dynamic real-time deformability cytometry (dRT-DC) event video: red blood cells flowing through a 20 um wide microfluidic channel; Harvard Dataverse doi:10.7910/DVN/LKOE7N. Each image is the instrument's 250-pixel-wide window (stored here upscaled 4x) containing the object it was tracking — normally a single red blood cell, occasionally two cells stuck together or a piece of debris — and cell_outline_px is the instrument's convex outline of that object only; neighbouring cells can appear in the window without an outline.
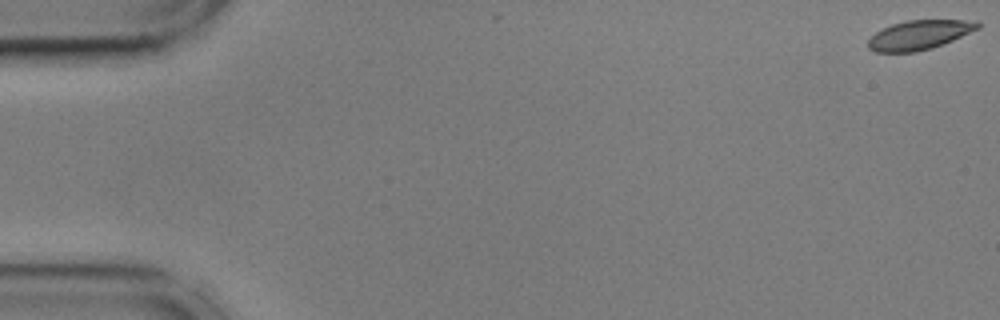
{"species": "common noctule bat (a hibernating species)", "species_latin": "Nyctalus noctula", "temperature_condition": "cold", "stored_images_in_passage": 56, "camera_frame_rate_fps": 3000, "um_per_image_px": 0.085, "animal": {"sex": "male", "body_mass_g": 17.9, "forearm_length_mm": 54.2}, "frame": {"image": 1, "passage_image": 1, "time_ms": 0.0, "image_size_px": [1000, 320], "cell_outline_px": [[980, 28], [952, 40], [932, 48], [916, 52], [876, 52], [868, 48], [868, 40], [876, 32], [892, 24], [908, 20], [964, 20], [980, 24]], "centroid_in_image_um": [78.1, 2.98], "position_along_channel_um": 6.9, "area_um2": 18.44}}
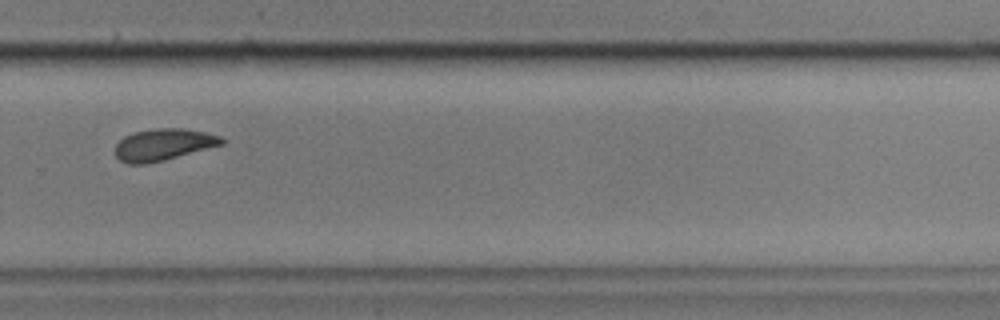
{"frame": {"image": 2, "passage_image": 39, "time_ms": 12.667, "image_size_px": [1000, 320], "cell_outline_px": [[224, 144], [164, 160], [148, 164], [128, 164], [120, 160], [116, 156], [116, 144], [124, 136], [132, 132], [156, 128], [184, 128], [204, 132], [220, 136], [224, 140]], "centroid_in_image_um": [13.87, 12.29], "position_along_channel_um": 315.9, "area_um2": 19.71}}
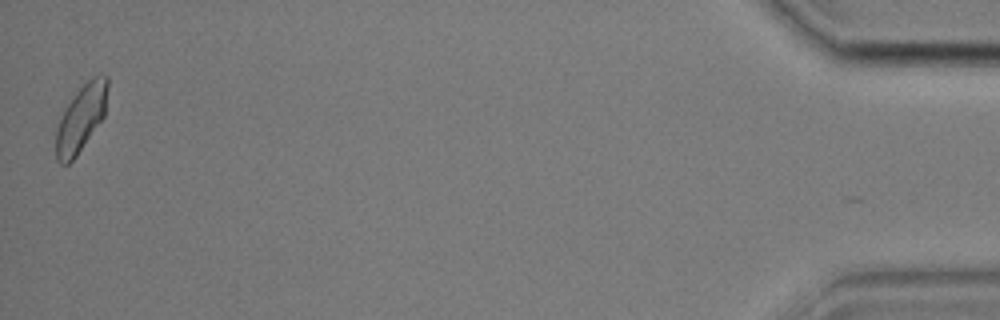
{"frame": {"image": 3, "passage_image": 56, "time_ms": 18.333, "image_size_px": [1000, 320], "cell_outline_px": [[108, 84], [104, 116], [76, 156], [68, 164], [60, 164], [56, 160], [56, 128], [68, 104], [76, 92], [92, 76], [108, 76]], "centroid_in_image_um": [6.88, 10.07], "position_along_channel_um": 428.3, "area_um2": 19.59}, "authors_computed_cell_mechanics": {"area_um2": 19.652, "velocity_mm_per_s": 3.5727, "shape_relaxation_time_tau1_ms": 5.6382, "shape_relaxation_time_tau2_ms": 2.9694, "deformation_change_tau1": 0.1429, "deformation_change_tau2": 0.0789}}